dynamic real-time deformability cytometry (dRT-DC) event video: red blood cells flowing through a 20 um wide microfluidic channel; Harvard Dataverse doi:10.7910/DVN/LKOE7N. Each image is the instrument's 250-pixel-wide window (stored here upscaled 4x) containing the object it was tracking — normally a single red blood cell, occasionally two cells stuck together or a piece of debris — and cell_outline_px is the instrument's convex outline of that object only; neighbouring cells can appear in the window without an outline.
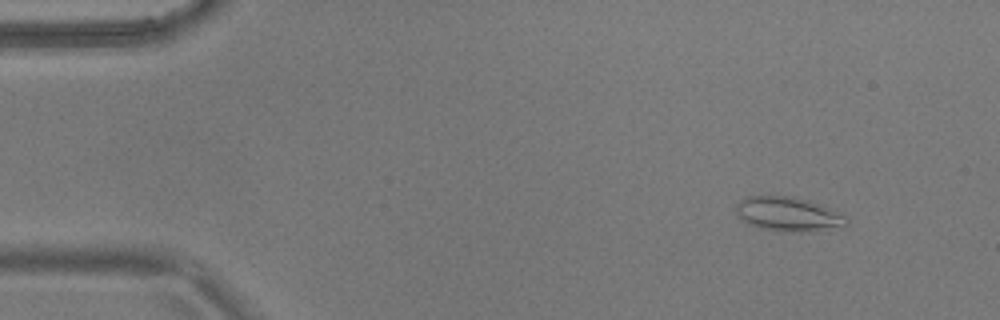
{"species": "common noctule bat (a hibernating species)", "species_latin": "Nyctalus noctula", "temperature_condition": "warm", "stored_images_in_passage": 54, "camera_frame_rate_fps": 3000, "um_per_image_px": 0.085, "animal": {"sex": "male", "body_mass_g": 17.9}, "frame": {"image": 1, "passage_image": 5, "time_ms": 1.333, "image_size_px": [1000, 320], "cell_outline_px": [[848, 224], [812, 232], [784, 232], [760, 228], [736, 216], [736, 204], [740, 200], [748, 196], [792, 196], [824, 204], [844, 216], [848, 220]], "centroid_in_image_um": [67.0, 18.19], "position_along_channel_um": 18.0, "area_um2": 22.14}}
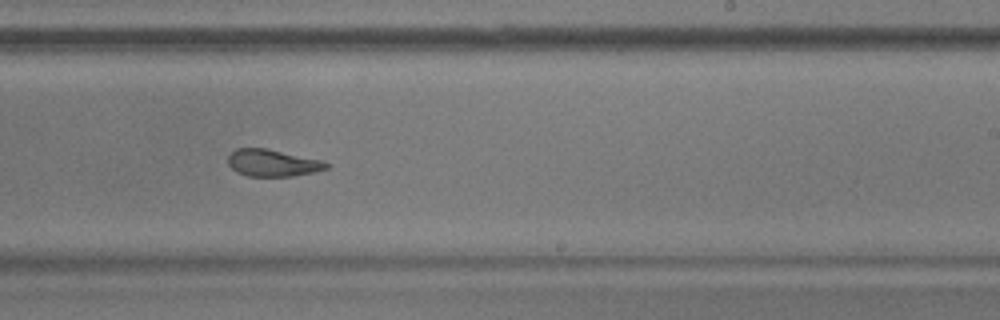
{"frame": {"image": 2, "passage_image": 33, "time_ms": 10.667, "image_size_px": [1000, 320], "cell_outline_px": [[328, 168], [312, 172], [292, 176], [248, 176], [236, 172], [228, 164], [228, 156], [236, 148], [264, 148], [320, 160], [328, 164]], "centroid_in_image_um": [23.11, 13.85], "position_along_channel_um": 265.9, "area_um2": 15.14}}
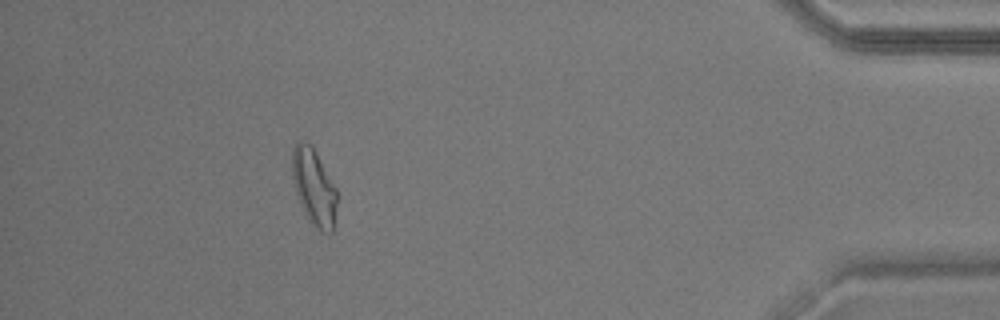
{"frame": {"image": 3, "passage_image": 49, "time_ms": 16.0, "image_size_px": [1000, 320], "cell_outline_px": [[336, 204], [332, 232], [320, 232], [308, 220], [300, 204], [296, 192], [292, 176], [292, 148], [296, 140], [304, 140], [316, 152], [336, 188]], "centroid_in_image_um": [26.65, 15.88], "position_along_channel_um": 408.5, "area_um2": 19.83}, "authors_computed_cell_mechanics": {"area_um2": 18.0914, "velocity_mm_per_s": 3.6695, "shape_relaxation_time_tau1_ms": null, "shape_relaxation_time_tau2_ms": 1.8066, "deformation_change_tau1": null, "deformation_change_tau2": 0.0984}}